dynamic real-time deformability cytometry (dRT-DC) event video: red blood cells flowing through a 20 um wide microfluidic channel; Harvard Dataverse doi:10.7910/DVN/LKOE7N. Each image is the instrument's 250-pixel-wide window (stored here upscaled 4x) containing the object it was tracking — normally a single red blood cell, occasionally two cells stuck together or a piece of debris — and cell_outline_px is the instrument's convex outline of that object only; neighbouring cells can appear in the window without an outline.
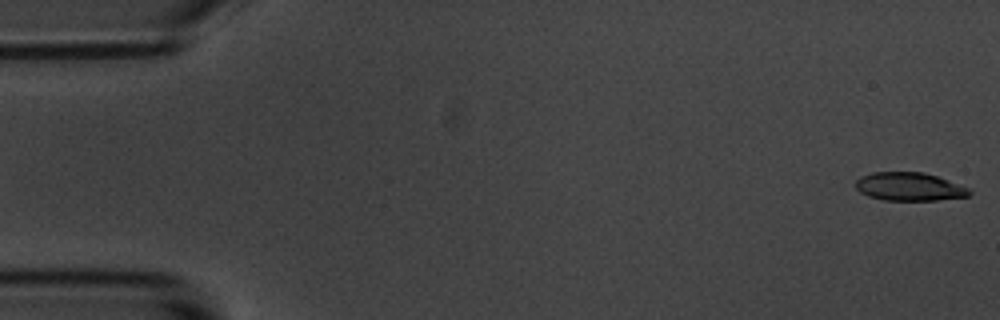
{"species": "common noctule bat (a hibernating species)", "species_latin": "Nyctalus noctula", "temperature_condition": "room temperature", "stored_images_in_passage": 11, "camera_frame_rate_fps": 3000, "um_per_image_px": 0.085, "animal": {"sex": "male", "body_mass_g": 20.1, "forearm_length_mm": 53.5}, "frame": {"image": 1, "passage_image": 1, "time_ms": 0.0, "image_size_px": [1000, 320], "cell_outline_px": [[972, 192], [968, 196], [936, 200], [884, 200], [868, 196], [860, 192], [856, 188], [856, 180], [860, 176], [872, 172], [924, 172], [948, 180], [968, 188]], "centroid_in_image_um": [77.26, 15.86], "position_along_channel_um": 7.7, "area_um2": 18.67}}
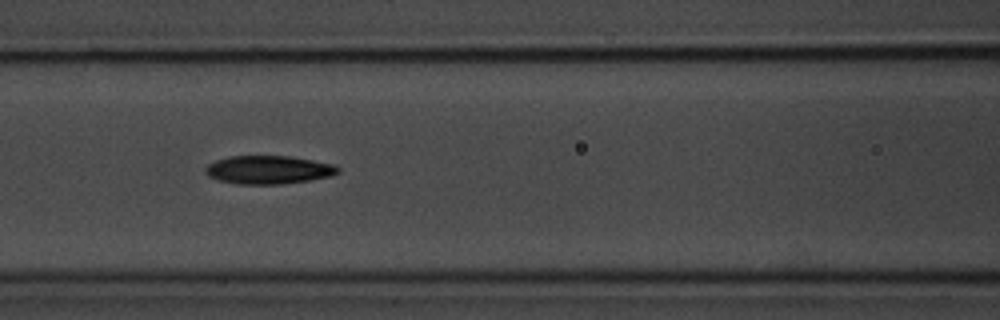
{"frame": {"image": 2, "passage_image": 7, "time_ms": 7.667, "image_size_px": [1000, 320], "cell_outline_px": [[340, 172], [332, 176], [308, 180], [280, 184], [236, 184], [220, 180], [208, 176], [204, 172], [204, 168], [208, 164], [216, 160], [228, 156], [288, 156], [312, 160], [332, 164], [340, 168]], "centroid_in_image_um": [22.8, 14.43], "position_along_channel_um": 143.8, "area_um2": 21.85}}
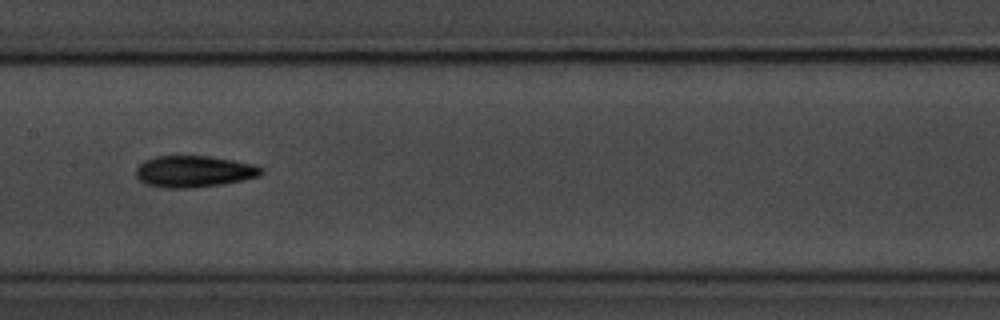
{"frame": {"image": 3, "passage_image": 8, "time_ms": 9.0, "image_size_px": [1000, 320], "cell_outline_px": [[264, 172], [260, 176], [220, 184], [192, 188], [164, 188], [148, 184], [140, 180], [136, 176], [136, 168], [144, 160], [156, 156], [208, 156], [232, 160], [252, 164], [264, 168]], "centroid_in_image_um": [16.48, 14.57], "position_along_channel_um": 190.9, "area_um2": 22.89}}